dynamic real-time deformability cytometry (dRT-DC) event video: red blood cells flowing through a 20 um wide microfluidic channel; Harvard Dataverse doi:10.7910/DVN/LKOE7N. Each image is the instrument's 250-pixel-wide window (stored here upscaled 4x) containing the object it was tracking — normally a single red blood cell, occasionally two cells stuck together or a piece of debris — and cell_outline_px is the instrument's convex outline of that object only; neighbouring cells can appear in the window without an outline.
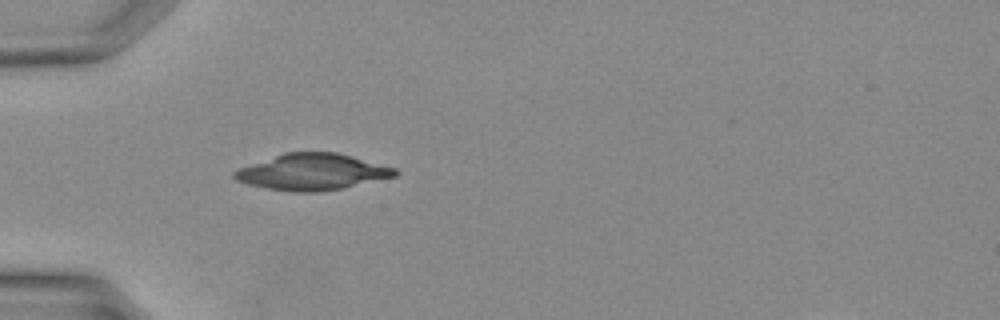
{"species": "Egyptian fruit bat (a non-hibernating species)", "species_latin": "Rousettus aegyptiacus", "temperature_condition": "warm", "stored_images_in_passage": 19, "camera_frame_rate_fps": 3000, "um_per_image_px": 0.085, "animal": {"sex": "female"}, "frame": {"image": 1, "passage_image": 1, "time_ms": 0.0, "image_size_px": [1000, 320], "cell_outline_px": [[400, 172], [396, 176], [344, 188], [316, 192], [292, 192], [264, 188], [248, 184], [236, 180], [232, 176], [232, 172], [240, 168], [284, 152], [336, 152], [396, 168]], "centroid_in_image_um": [26.54, 14.62], "position_along_channel_um": 58.5, "area_um2": 33.93}}
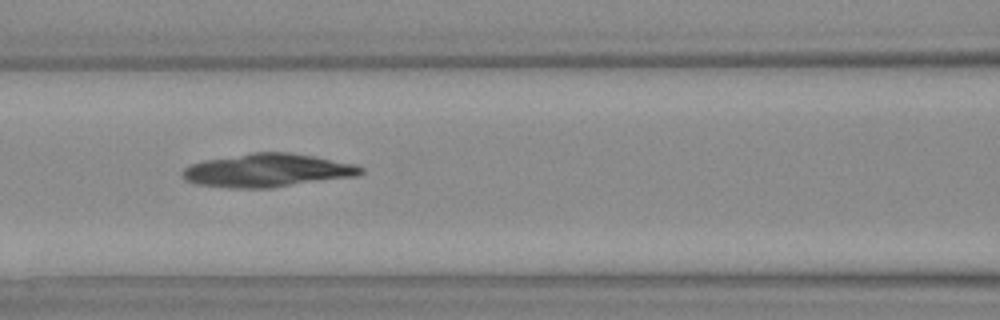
{"frame": {"image": 2, "passage_image": 6, "time_ms": 1.667, "image_size_px": [1000, 320], "cell_outline_px": [[364, 172], [356, 176], [272, 188], [232, 188], [196, 184], [188, 180], [184, 176], [184, 168], [192, 164], [204, 160], [252, 152], [288, 152], [312, 156], [356, 164], [364, 168]], "centroid_in_image_um": [22.77, 14.48], "position_along_channel_um": 143.8, "area_um2": 34.45}}
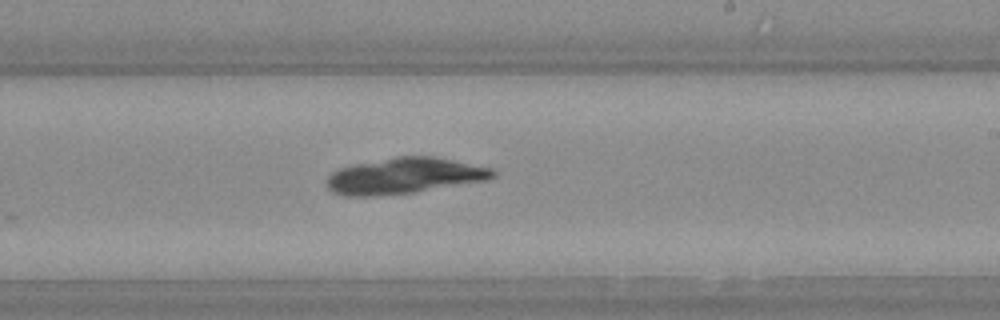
{"frame": {"image": 3, "passage_image": 12, "time_ms": 3.667, "image_size_px": [1000, 320], "cell_outline_px": [[496, 176], [488, 180], [412, 192], [372, 196], [344, 196], [332, 192], [328, 188], [324, 180], [332, 172], [340, 168], [356, 164], [396, 156], [432, 156], [492, 168], [496, 172]], "centroid_in_image_um": [34.35, 14.94], "position_along_channel_um": 254.7, "area_um2": 34.62}}